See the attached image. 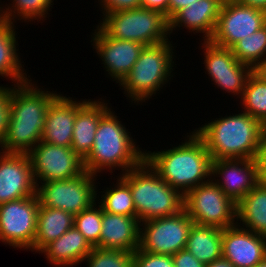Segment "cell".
<instances>
[{"label":"cell","mask_w":266,"mask_h":267,"mask_svg":"<svg viewBox=\"0 0 266 267\" xmlns=\"http://www.w3.org/2000/svg\"><path fill=\"white\" fill-rule=\"evenodd\" d=\"M11 86L10 122L0 150L28 154L41 141L47 109L58 94L39 88L31 78Z\"/></svg>","instance_id":"obj_1"},{"label":"cell","mask_w":266,"mask_h":267,"mask_svg":"<svg viewBox=\"0 0 266 267\" xmlns=\"http://www.w3.org/2000/svg\"><path fill=\"white\" fill-rule=\"evenodd\" d=\"M145 160L167 184L183 195L211 179L210 153L194 131L185 135L184 142L168 150H145Z\"/></svg>","instance_id":"obj_2"},{"label":"cell","mask_w":266,"mask_h":267,"mask_svg":"<svg viewBox=\"0 0 266 267\" xmlns=\"http://www.w3.org/2000/svg\"><path fill=\"white\" fill-rule=\"evenodd\" d=\"M207 123L193 131L204 142L211 160L257 159L266 131L260 121L241 110Z\"/></svg>","instance_id":"obj_3"},{"label":"cell","mask_w":266,"mask_h":267,"mask_svg":"<svg viewBox=\"0 0 266 267\" xmlns=\"http://www.w3.org/2000/svg\"><path fill=\"white\" fill-rule=\"evenodd\" d=\"M119 120L113 108L100 118L93 148L83 159L84 168L91 175L97 176L105 170L113 173V170L120 168L123 174L145 160V151L137 146L131 133Z\"/></svg>","instance_id":"obj_4"},{"label":"cell","mask_w":266,"mask_h":267,"mask_svg":"<svg viewBox=\"0 0 266 267\" xmlns=\"http://www.w3.org/2000/svg\"><path fill=\"white\" fill-rule=\"evenodd\" d=\"M119 176L130 186L140 223L171 216L184 209V195L167 184L146 160Z\"/></svg>","instance_id":"obj_5"},{"label":"cell","mask_w":266,"mask_h":267,"mask_svg":"<svg viewBox=\"0 0 266 267\" xmlns=\"http://www.w3.org/2000/svg\"><path fill=\"white\" fill-rule=\"evenodd\" d=\"M170 39L163 43L144 46L130 72L118 84L127 99L136 104L152 98L172 79L175 51ZM131 98V99H130Z\"/></svg>","instance_id":"obj_6"},{"label":"cell","mask_w":266,"mask_h":267,"mask_svg":"<svg viewBox=\"0 0 266 267\" xmlns=\"http://www.w3.org/2000/svg\"><path fill=\"white\" fill-rule=\"evenodd\" d=\"M102 16L98 26L111 38L134 41L144 46L171 39L169 20L162 12L140 7Z\"/></svg>","instance_id":"obj_7"},{"label":"cell","mask_w":266,"mask_h":267,"mask_svg":"<svg viewBox=\"0 0 266 267\" xmlns=\"http://www.w3.org/2000/svg\"><path fill=\"white\" fill-rule=\"evenodd\" d=\"M184 209L199 226L225 229L237 224V204L212 179L184 195Z\"/></svg>","instance_id":"obj_8"},{"label":"cell","mask_w":266,"mask_h":267,"mask_svg":"<svg viewBox=\"0 0 266 267\" xmlns=\"http://www.w3.org/2000/svg\"><path fill=\"white\" fill-rule=\"evenodd\" d=\"M96 177L85 170L75 178L38 183L36 194L40 205L77 215L99 201Z\"/></svg>","instance_id":"obj_9"},{"label":"cell","mask_w":266,"mask_h":267,"mask_svg":"<svg viewBox=\"0 0 266 267\" xmlns=\"http://www.w3.org/2000/svg\"><path fill=\"white\" fill-rule=\"evenodd\" d=\"M193 224L185 209L171 216L141 222L139 248L153 254L173 256L186 248Z\"/></svg>","instance_id":"obj_10"},{"label":"cell","mask_w":266,"mask_h":267,"mask_svg":"<svg viewBox=\"0 0 266 267\" xmlns=\"http://www.w3.org/2000/svg\"><path fill=\"white\" fill-rule=\"evenodd\" d=\"M39 205L37 194L0 204V241L14 249L30 251L35 241Z\"/></svg>","instance_id":"obj_11"},{"label":"cell","mask_w":266,"mask_h":267,"mask_svg":"<svg viewBox=\"0 0 266 267\" xmlns=\"http://www.w3.org/2000/svg\"><path fill=\"white\" fill-rule=\"evenodd\" d=\"M35 184L75 178L85 171L83 159L71 147L37 143L28 153Z\"/></svg>","instance_id":"obj_12"},{"label":"cell","mask_w":266,"mask_h":267,"mask_svg":"<svg viewBox=\"0 0 266 267\" xmlns=\"http://www.w3.org/2000/svg\"><path fill=\"white\" fill-rule=\"evenodd\" d=\"M266 24V12L238 1L222 3L215 31L210 41L231 48Z\"/></svg>","instance_id":"obj_13"},{"label":"cell","mask_w":266,"mask_h":267,"mask_svg":"<svg viewBox=\"0 0 266 267\" xmlns=\"http://www.w3.org/2000/svg\"><path fill=\"white\" fill-rule=\"evenodd\" d=\"M204 52L205 70L211 81L221 90L241 99L248 76L253 69L240 63L232 50L213 44L210 40L201 43Z\"/></svg>","instance_id":"obj_14"},{"label":"cell","mask_w":266,"mask_h":267,"mask_svg":"<svg viewBox=\"0 0 266 267\" xmlns=\"http://www.w3.org/2000/svg\"><path fill=\"white\" fill-rule=\"evenodd\" d=\"M211 179L237 204L261 181L257 159L212 160Z\"/></svg>","instance_id":"obj_15"},{"label":"cell","mask_w":266,"mask_h":267,"mask_svg":"<svg viewBox=\"0 0 266 267\" xmlns=\"http://www.w3.org/2000/svg\"><path fill=\"white\" fill-rule=\"evenodd\" d=\"M91 35L92 45L108 75L121 83L130 72L144 48L142 43L109 37L98 25Z\"/></svg>","instance_id":"obj_16"},{"label":"cell","mask_w":266,"mask_h":267,"mask_svg":"<svg viewBox=\"0 0 266 267\" xmlns=\"http://www.w3.org/2000/svg\"><path fill=\"white\" fill-rule=\"evenodd\" d=\"M36 188L28 154L0 151V204L31 197Z\"/></svg>","instance_id":"obj_17"},{"label":"cell","mask_w":266,"mask_h":267,"mask_svg":"<svg viewBox=\"0 0 266 267\" xmlns=\"http://www.w3.org/2000/svg\"><path fill=\"white\" fill-rule=\"evenodd\" d=\"M222 256L235 267H254L266 258V236L238 224L223 229Z\"/></svg>","instance_id":"obj_18"},{"label":"cell","mask_w":266,"mask_h":267,"mask_svg":"<svg viewBox=\"0 0 266 267\" xmlns=\"http://www.w3.org/2000/svg\"><path fill=\"white\" fill-rule=\"evenodd\" d=\"M87 101V99L77 101L58 93L47 109L46 124L41 141L52 145L71 147L77 111Z\"/></svg>","instance_id":"obj_19"},{"label":"cell","mask_w":266,"mask_h":267,"mask_svg":"<svg viewBox=\"0 0 266 267\" xmlns=\"http://www.w3.org/2000/svg\"><path fill=\"white\" fill-rule=\"evenodd\" d=\"M221 0H199L188 7L179 10L169 20V33L186 28L189 32L203 33V40H210L216 28L219 12L222 6Z\"/></svg>","instance_id":"obj_20"},{"label":"cell","mask_w":266,"mask_h":267,"mask_svg":"<svg viewBox=\"0 0 266 267\" xmlns=\"http://www.w3.org/2000/svg\"><path fill=\"white\" fill-rule=\"evenodd\" d=\"M140 246V221L136 216L102 212L100 248L135 252Z\"/></svg>","instance_id":"obj_21"},{"label":"cell","mask_w":266,"mask_h":267,"mask_svg":"<svg viewBox=\"0 0 266 267\" xmlns=\"http://www.w3.org/2000/svg\"><path fill=\"white\" fill-rule=\"evenodd\" d=\"M101 100V101H100ZM105 100L88 99V101L77 111L73 127L71 149L84 159L95 141V133L100 118L110 109Z\"/></svg>","instance_id":"obj_22"},{"label":"cell","mask_w":266,"mask_h":267,"mask_svg":"<svg viewBox=\"0 0 266 267\" xmlns=\"http://www.w3.org/2000/svg\"><path fill=\"white\" fill-rule=\"evenodd\" d=\"M92 249L86 238L73 226L58 239L46 245L39 254H45L51 265L71 267L81 264Z\"/></svg>","instance_id":"obj_23"},{"label":"cell","mask_w":266,"mask_h":267,"mask_svg":"<svg viewBox=\"0 0 266 267\" xmlns=\"http://www.w3.org/2000/svg\"><path fill=\"white\" fill-rule=\"evenodd\" d=\"M15 27L13 23L0 18V76L19 84L30 80V76L27 77L24 72L23 62L17 52L19 49Z\"/></svg>","instance_id":"obj_24"},{"label":"cell","mask_w":266,"mask_h":267,"mask_svg":"<svg viewBox=\"0 0 266 267\" xmlns=\"http://www.w3.org/2000/svg\"><path fill=\"white\" fill-rule=\"evenodd\" d=\"M74 226V215L57 208L39 205L33 252H40Z\"/></svg>","instance_id":"obj_25"},{"label":"cell","mask_w":266,"mask_h":267,"mask_svg":"<svg viewBox=\"0 0 266 267\" xmlns=\"http://www.w3.org/2000/svg\"><path fill=\"white\" fill-rule=\"evenodd\" d=\"M237 224L266 236V182L260 181L237 203Z\"/></svg>","instance_id":"obj_26"},{"label":"cell","mask_w":266,"mask_h":267,"mask_svg":"<svg viewBox=\"0 0 266 267\" xmlns=\"http://www.w3.org/2000/svg\"><path fill=\"white\" fill-rule=\"evenodd\" d=\"M223 229L193 224L186 249L200 262L209 264L222 257Z\"/></svg>","instance_id":"obj_27"},{"label":"cell","mask_w":266,"mask_h":267,"mask_svg":"<svg viewBox=\"0 0 266 267\" xmlns=\"http://www.w3.org/2000/svg\"><path fill=\"white\" fill-rule=\"evenodd\" d=\"M12 4L5 6V9L0 7V18L5 19L10 23L15 24L16 19L24 20V22L45 21L48 16L50 7H53L54 0H11ZM40 19V20H39ZM44 19V20H43ZM28 20V21H27ZM39 20V21H38Z\"/></svg>","instance_id":"obj_28"},{"label":"cell","mask_w":266,"mask_h":267,"mask_svg":"<svg viewBox=\"0 0 266 267\" xmlns=\"http://www.w3.org/2000/svg\"><path fill=\"white\" fill-rule=\"evenodd\" d=\"M112 186L114 188L109 186L110 188L107 187L100 191V193L102 192L101 200L97 204L107 213L136 216L130 186L120 176H118L116 184L113 183Z\"/></svg>","instance_id":"obj_29"},{"label":"cell","mask_w":266,"mask_h":267,"mask_svg":"<svg viewBox=\"0 0 266 267\" xmlns=\"http://www.w3.org/2000/svg\"><path fill=\"white\" fill-rule=\"evenodd\" d=\"M240 100L243 111L266 127V82L254 72L248 76Z\"/></svg>","instance_id":"obj_30"},{"label":"cell","mask_w":266,"mask_h":267,"mask_svg":"<svg viewBox=\"0 0 266 267\" xmlns=\"http://www.w3.org/2000/svg\"><path fill=\"white\" fill-rule=\"evenodd\" d=\"M230 49L240 63L255 68L266 58V24L239 40Z\"/></svg>","instance_id":"obj_31"},{"label":"cell","mask_w":266,"mask_h":267,"mask_svg":"<svg viewBox=\"0 0 266 267\" xmlns=\"http://www.w3.org/2000/svg\"><path fill=\"white\" fill-rule=\"evenodd\" d=\"M96 206L95 202L91 207L74 215V226L93 248H100L103 209L100 205Z\"/></svg>","instance_id":"obj_32"},{"label":"cell","mask_w":266,"mask_h":267,"mask_svg":"<svg viewBox=\"0 0 266 267\" xmlns=\"http://www.w3.org/2000/svg\"><path fill=\"white\" fill-rule=\"evenodd\" d=\"M134 252L94 247L83 259L88 267H133Z\"/></svg>","instance_id":"obj_33"},{"label":"cell","mask_w":266,"mask_h":267,"mask_svg":"<svg viewBox=\"0 0 266 267\" xmlns=\"http://www.w3.org/2000/svg\"><path fill=\"white\" fill-rule=\"evenodd\" d=\"M133 267H174L172 256L153 254L138 248L133 255Z\"/></svg>","instance_id":"obj_34"},{"label":"cell","mask_w":266,"mask_h":267,"mask_svg":"<svg viewBox=\"0 0 266 267\" xmlns=\"http://www.w3.org/2000/svg\"><path fill=\"white\" fill-rule=\"evenodd\" d=\"M7 86L8 85L0 86V145L7 135L10 122V97L12 87Z\"/></svg>","instance_id":"obj_35"},{"label":"cell","mask_w":266,"mask_h":267,"mask_svg":"<svg viewBox=\"0 0 266 267\" xmlns=\"http://www.w3.org/2000/svg\"><path fill=\"white\" fill-rule=\"evenodd\" d=\"M102 15L141 7V0H98Z\"/></svg>","instance_id":"obj_36"},{"label":"cell","mask_w":266,"mask_h":267,"mask_svg":"<svg viewBox=\"0 0 266 267\" xmlns=\"http://www.w3.org/2000/svg\"><path fill=\"white\" fill-rule=\"evenodd\" d=\"M174 267H205L206 265L196 259L186 248L172 256Z\"/></svg>","instance_id":"obj_37"},{"label":"cell","mask_w":266,"mask_h":267,"mask_svg":"<svg viewBox=\"0 0 266 267\" xmlns=\"http://www.w3.org/2000/svg\"><path fill=\"white\" fill-rule=\"evenodd\" d=\"M260 180L266 182V131L262 137L261 146L257 156Z\"/></svg>","instance_id":"obj_38"},{"label":"cell","mask_w":266,"mask_h":267,"mask_svg":"<svg viewBox=\"0 0 266 267\" xmlns=\"http://www.w3.org/2000/svg\"><path fill=\"white\" fill-rule=\"evenodd\" d=\"M169 0H141V7L162 12L168 19Z\"/></svg>","instance_id":"obj_39"},{"label":"cell","mask_w":266,"mask_h":267,"mask_svg":"<svg viewBox=\"0 0 266 267\" xmlns=\"http://www.w3.org/2000/svg\"><path fill=\"white\" fill-rule=\"evenodd\" d=\"M195 1L199 0H169L168 3V20H170L179 10L188 7Z\"/></svg>","instance_id":"obj_40"},{"label":"cell","mask_w":266,"mask_h":267,"mask_svg":"<svg viewBox=\"0 0 266 267\" xmlns=\"http://www.w3.org/2000/svg\"><path fill=\"white\" fill-rule=\"evenodd\" d=\"M238 2L266 12V0H238Z\"/></svg>","instance_id":"obj_41"},{"label":"cell","mask_w":266,"mask_h":267,"mask_svg":"<svg viewBox=\"0 0 266 267\" xmlns=\"http://www.w3.org/2000/svg\"><path fill=\"white\" fill-rule=\"evenodd\" d=\"M205 267H235L228 259L223 256L214 260L213 262L206 264Z\"/></svg>","instance_id":"obj_42"},{"label":"cell","mask_w":266,"mask_h":267,"mask_svg":"<svg viewBox=\"0 0 266 267\" xmlns=\"http://www.w3.org/2000/svg\"><path fill=\"white\" fill-rule=\"evenodd\" d=\"M253 72L266 82V58L253 68Z\"/></svg>","instance_id":"obj_43"},{"label":"cell","mask_w":266,"mask_h":267,"mask_svg":"<svg viewBox=\"0 0 266 267\" xmlns=\"http://www.w3.org/2000/svg\"><path fill=\"white\" fill-rule=\"evenodd\" d=\"M254 267H266V258L260 263L256 264Z\"/></svg>","instance_id":"obj_44"},{"label":"cell","mask_w":266,"mask_h":267,"mask_svg":"<svg viewBox=\"0 0 266 267\" xmlns=\"http://www.w3.org/2000/svg\"><path fill=\"white\" fill-rule=\"evenodd\" d=\"M223 3L228 1H238V0H221Z\"/></svg>","instance_id":"obj_45"}]
</instances>
